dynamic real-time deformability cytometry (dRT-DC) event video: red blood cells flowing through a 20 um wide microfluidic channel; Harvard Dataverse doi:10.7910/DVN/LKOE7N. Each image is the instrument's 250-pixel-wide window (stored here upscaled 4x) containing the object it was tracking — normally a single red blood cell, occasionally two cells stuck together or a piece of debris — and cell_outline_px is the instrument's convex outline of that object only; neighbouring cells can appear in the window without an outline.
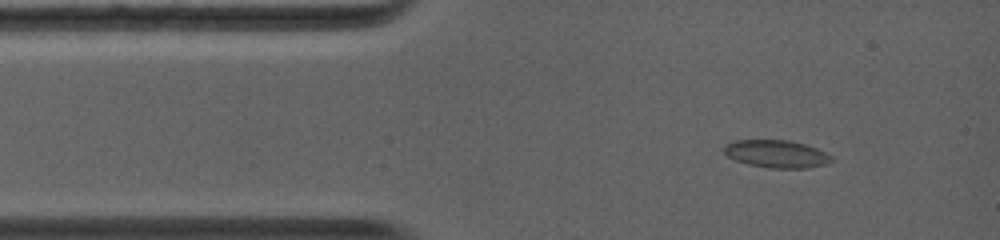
{"species": "common noctule bat (a hibernating species)", "species_latin": "Nyctalus noctula", "temperature_condition": "warm", "stored_images_in_passage": 51, "segment_of_instrument_passage": [1, 2], "camera_frame_rate_fps": 5000, "um_per_image_px": 0.085, "animal": {"sex": "female", "body_mass_g": 19.0, "forearm_length_mm": 56.7}, "frame": {"image": 1, "passage_image": 5, "time_ms": 1.0, "image_size_px": [1000, 240], "cell_outline_px": [[832, 160], [824, 164], [808, 168], [768, 168], [748, 164], [736, 160], [728, 156], [724, 152], [724, 144], [732, 140], [788, 140], [804, 144], [816, 148], [832, 156]], "centroid_in_image_um": [65.96, 13.07], "position_along_channel_um": 19.0, "area_um2": 17.22}}
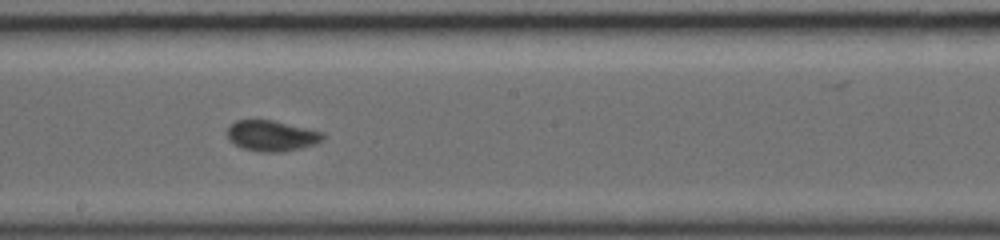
{"frame": {"image": 2, "passage_image": 23, "time_ms": 6.8, "image_size_px": [1000, 240], "cell_outline_px": [[324, 140], [316, 144], [300, 148], [280, 152], [260, 152], [240, 148], [228, 140], [228, 128], [236, 120], [272, 120], [324, 132]], "centroid_in_image_um": [23.09, 11.55], "position_along_channel_um": 225.1, "area_um2": 17.17}}
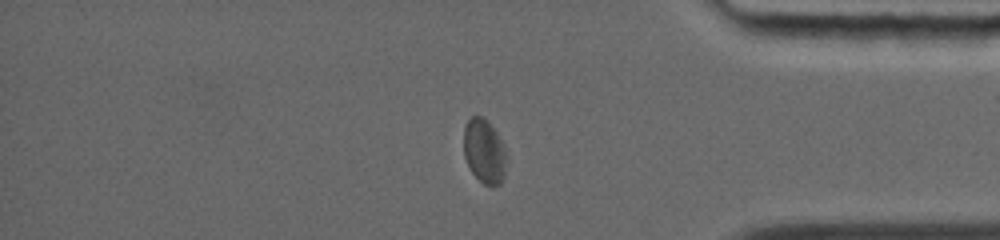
{"frame": {"image": 3, "passage_image": 42, "time_ms": 11.2, "image_size_px": [1000, 240], "cell_outline_px": [[508, 160], [504, 176], [500, 184], [484, 184], [472, 172], [464, 156], [464, 128], [468, 120], [472, 116], [484, 116], [488, 120], [496, 132], [508, 156]], "centroid_in_image_um": [41.18, 12.83], "position_along_channel_um": 394.0, "area_um2": 16.01}}